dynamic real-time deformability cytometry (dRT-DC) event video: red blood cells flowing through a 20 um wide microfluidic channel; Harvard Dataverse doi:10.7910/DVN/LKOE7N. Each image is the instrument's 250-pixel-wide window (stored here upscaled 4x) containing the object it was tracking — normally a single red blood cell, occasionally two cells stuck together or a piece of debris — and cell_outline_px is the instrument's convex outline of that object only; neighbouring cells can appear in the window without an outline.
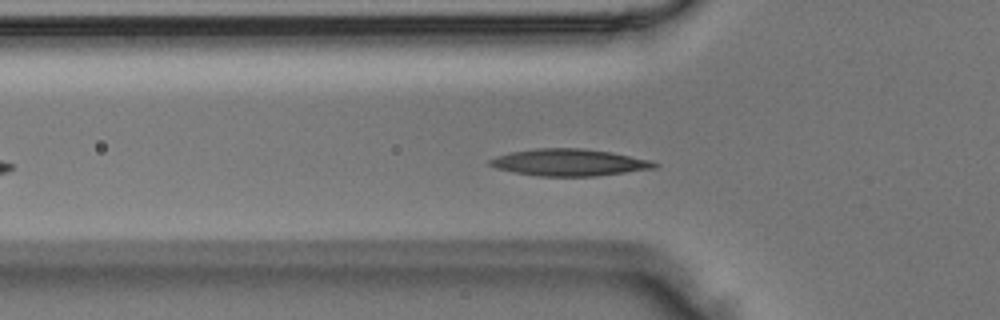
{"species": "Egyptian fruit bat (a non-hibernating species)", "species_latin": "Rousettus aegyptiacus", "temperature_condition": "room temperature", "stored_images_in_passage": 39, "camera_frame_rate_fps": 3000, "um_per_image_px": 0.085, "animal": {"sex": "male"}, "frame": {"image": 1, "passage_image": 9, "time_ms": 2.667, "image_size_px": [1000, 320], "cell_outline_px": [[660, 164], [656, 168], [596, 176], [540, 176], [516, 172], [496, 168], [488, 164], [488, 160], [496, 156], [508, 152], [536, 148], [584, 148], [612, 152], [652, 160]], "centroid_in_image_um": [48.4, 13.8], "position_along_channel_um": 77.4, "area_um2": 25.95}}
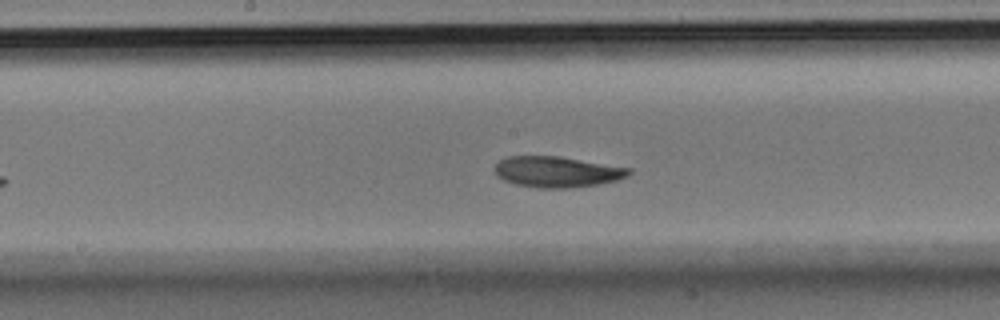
{"frame": {"image": 2, "passage_image": 18, "time_ms": 5.667, "image_size_px": [1000, 320], "cell_outline_px": [[632, 172], [628, 176], [616, 180], [596, 184], [568, 188], [536, 188], [516, 184], [504, 180], [496, 176], [492, 172], [492, 168], [500, 160], [508, 156], [560, 156], [632, 168]], "centroid_in_image_um": [47.31, 14.6], "position_along_channel_um": 200.9, "area_um2": 24.33}}
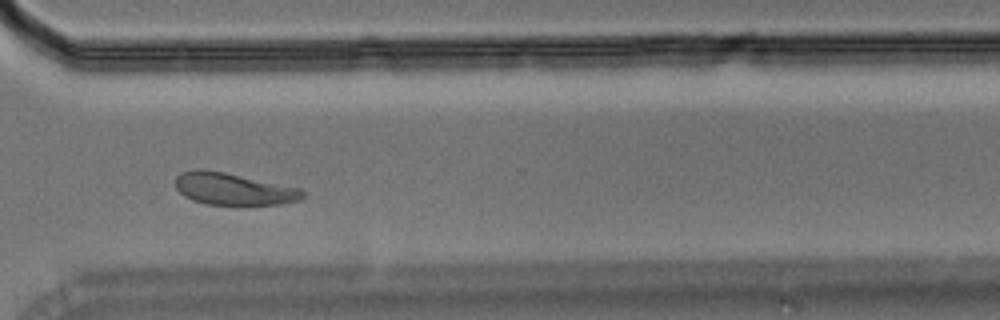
{"frame": {"image": 3, "passage_image": 29, "time_ms": 9.333, "image_size_px": [1000, 320], "cell_outline_px": [[304, 196], [300, 200], [280, 204], [208, 204], [192, 200], [184, 196], [176, 188], [176, 176], [180, 172], [196, 168], [200, 168], [224, 172], [300, 188], [304, 192]], "centroid_in_image_um": [19.81, 16.05], "position_along_channel_um": 350.8, "area_um2": 23.58}}